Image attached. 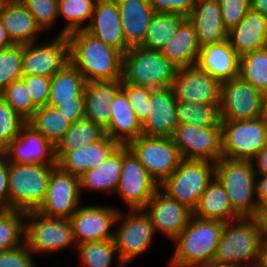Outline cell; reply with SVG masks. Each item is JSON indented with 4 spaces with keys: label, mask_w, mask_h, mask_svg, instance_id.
Segmentation results:
<instances>
[{
    "label": "cell",
    "mask_w": 267,
    "mask_h": 267,
    "mask_svg": "<svg viewBox=\"0 0 267 267\" xmlns=\"http://www.w3.org/2000/svg\"><path fill=\"white\" fill-rule=\"evenodd\" d=\"M261 260L265 263L267 266V245H263L262 248V255H261Z\"/></svg>",
    "instance_id": "cell-61"
},
{
    "label": "cell",
    "mask_w": 267,
    "mask_h": 267,
    "mask_svg": "<svg viewBox=\"0 0 267 267\" xmlns=\"http://www.w3.org/2000/svg\"><path fill=\"white\" fill-rule=\"evenodd\" d=\"M177 69L161 51L133 46L123 54L121 83L152 89L171 87Z\"/></svg>",
    "instance_id": "cell-4"
},
{
    "label": "cell",
    "mask_w": 267,
    "mask_h": 267,
    "mask_svg": "<svg viewBox=\"0 0 267 267\" xmlns=\"http://www.w3.org/2000/svg\"><path fill=\"white\" fill-rule=\"evenodd\" d=\"M161 190L159 187L155 191L144 210L150 217L155 233L162 232L174 241L189 223L193 211Z\"/></svg>",
    "instance_id": "cell-20"
},
{
    "label": "cell",
    "mask_w": 267,
    "mask_h": 267,
    "mask_svg": "<svg viewBox=\"0 0 267 267\" xmlns=\"http://www.w3.org/2000/svg\"><path fill=\"white\" fill-rule=\"evenodd\" d=\"M27 123L0 97V153L15 139Z\"/></svg>",
    "instance_id": "cell-45"
},
{
    "label": "cell",
    "mask_w": 267,
    "mask_h": 267,
    "mask_svg": "<svg viewBox=\"0 0 267 267\" xmlns=\"http://www.w3.org/2000/svg\"><path fill=\"white\" fill-rule=\"evenodd\" d=\"M171 139L184 160H207L216 163L222 158V126L198 127L178 124Z\"/></svg>",
    "instance_id": "cell-13"
},
{
    "label": "cell",
    "mask_w": 267,
    "mask_h": 267,
    "mask_svg": "<svg viewBox=\"0 0 267 267\" xmlns=\"http://www.w3.org/2000/svg\"><path fill=\"white\" fill-rule=\"evenodd\" d=\"M104 135L105 131L100 125L84 117L70 125L67 133L55 146V153L72 152L100 140Z\"/></svg>",
    "instance_id": "cell-35"
},
{
    "label": "cell",
    "mask_w": 267,
    "mask_h": 267,
    "mask_svg": "<svg viewBox=\"0 0 267 267\" xmlns=\"http://www.w3.org/2000/svg\"><path fill=\"white\" fill-rule=\"evenodd\" d=\"M239 77L260 92L267 90V47L240 56Z\"/></svg>",
    "instance_id": "cell-38"
},
{
    "label": "cell",
    "mask_w": 267,
    "mask_h": 267,
    "mask_svg": "<svg viewBox=\"0 0 267 267\" xmlns=\"http://www.w3.org/2000/svg\"><path fill=\"white\" fill-rule=\"evenodd\" d=\"M222 157L251 161L267 144V122L258 117L242 121H221Z\"/></svg>",
    "instance_id": "cell-9"
},
{
    "label": "cell",
    "mask_w": 267,
    "mask_h": 267,
    "mask_svg": "<svg viewBox=\"0 0 267 267\" xmlns=\"http://www.w3.org/2000/svg\"><path fill=\"white\" fill-rule=\"evenodd\" d=\"M249 267H267V266L265 265V263L262 260H260V261L255 262L254 264H252Z\"/></svg>",
    "instance_id": "cell-62"
},
{
    "label": "cell",
    "mask_w": 267,
    "mask_h": 267,
    "mask_svg": "<svg viewBox=\"0 0 267 267\" xmlns=\"http://www.w3.org/2000/svg\"><path fill=\"white\" fill-rule=\"evenodd\" d=\"M70 62L86 82L122 80L123 53L85 29L67 34Z\"/></svg>",
    "instance_id": "cell-1"
},
{
    "label": "cell",
    "mask_w": 267,
    "mask_h": 267,
    "mask_svg": "<svg viewBox=\"0 0 267 267\" xmlns=\"http://www.w3.org/2000/svg\"><path fill=\"white\" fill-rule=\"evenodd\" d=\"M121 89V80L86 82L84 88L85 118L105 129L110 121V105Z\"/></svg>",
    "instance_id": "cell-30"
},
{
    "label": "cell",
    "mask_w": 267,
    "mask_h": 267,
    "mask_svg": "<svg viewBox=\"0 0 267 267\" xmlns=\"http://www.w3.org/2000/svg\"><path fill=\"white\" fill-rule=\"evenodd\" d=\"M251 9L267 18V0H250Z\"/></svg>",
    "instance_id": "cell-57"
},
{
    "label": "cell",
    "mask_w": 267,
    "mask_h": 267,
    "mask_svg": "<svg viewBox=\"0 0 267 267\" xmlns=\"http://www.w3.org/2000/svg\"><path fill=\"white\" fill-rule=\"evenodd\" d=\"M0 97L22 118L28 121L38 109L33 103L24 80L17 79L7 86Z\"/></svg>",
    "instance_id": "cell-43"
},
{
    "label": "cell",
    "mask_w": 267,
    "mask_h": 267,
    "mask_svg": "<svg viewBox=\"0 0 267 267\" xmlns=\"http://www.w3.org/2000/svg\"><path fill=\"white\" fill-rule=\"evenodd\" d=\"M56 166L8 162V209L37 210L45 199Z\"/></svg>",
    "instance_id": "cell-5"
},
{
    "label": "cell",
    "mask_w": 267,
    "mask_h": 267,
    "mask_svg": "<svg viewBox=\"0 0 267 267\" xmlns=\"http://www.w3.org/2000/svg\"><path fill=\"white\" fill-rule=\"evenodd\" d=\"M225 222L192 215L178 234L170 265L210 264L214 261Z\"/></svg>",
    "instance_id": "cell-3"
},
{
    "label": "cell",
    "mask_w": 267,
    "mask_h": 267,
    "mask_svg": "<svg viewBox=\"0 0 267 267\" xmlns=\"http://www.w3.org/2000/svg\"><path fill=\"white\" fill-rule=\"evenodd\" d=\"M82 266L110 267L118 256L114 239L84 242L76 246ZM116 253V255H115Z\"/></svg>",
    "instance_id": "cell-42"
},
{
    "label": "cell",
    "mask_w": 267,
    "mask_h": 267,
    "mask_svg": "<svg viewBox=\"0 0 267 267\" xmlns=\"http://www.w3.org/2000/svg\"><path fill=\"white\" fill-rule=\"evenodd\" d=\"M12 45V42L10 41L6 29L3 25L2 19L0 17V50H3L4 48H7Z\"/></svg>",
    "instance_id": "cell-58"
},
{
    "label": "cell",
    "mask_w": 267,
    "mask_h": 267,
    "mask_svg": "<svg viewBox=\"0 0 267 267\" xmlns=\"http://www.w3.org/2000/svg\"><path fill=\"white\" fill-rule=\"evenodd\" d=\"M255 218L258 221L261 242L267 245V205L259 208Z\"/></svg>",
    "instance_id": "cell-56"
},
{
    "label": "cell",
    "mask_w": 267,
    "mask_h": 267,
    "mask_svg": "<svg viewBox=\"0 0 267 267\" xmlns=\"http://www.w3.org/2000/svg\"><path fill=\"white\" fill-rule=\"evenodd\" d=\"M185 17L170 13H157L152 17L146 37L140 45L147 49L161 51L175 36L179 24Z\"/></svg>",
    "instance_id": "cell-36"
},
{
    "label": "cell",
    "mask_w": 267,
    "mask_h": 267,
    "mask_svg": "<svg viewBox=\"0 0 267 267\" xmlns=\"http://www.w3.org/2000/svg\"><path fill=\"white\" fill-rule=\"evenodd\" d=\"M122 167V145H119L108 158L98 165L84 172L80 177V190L116 191Z\"/></svg>",
    "instance_id": "cell-32"
},
{
    "label": "cell",
    "mask_w": 267,
    "mask_h": 267,
    "mask_svg": "<svg viewBox=\"0 0 267 267\" xmlns=\"http://www.w3.org/2000/svg\"><path fill=\"white\" fill-rule=\"evenodd\" d=\"M26 212L0 210V252L24 243Z\"/></svg>",
    "instance_id": "cell-40"
},
{
    "label": "cell",
    "mask_w": 267,
    "mask_h": 267,
    "mask_svg": "<svg viewBox=\"0 0 267 267\" xmlns=\"http://www.w3.org/2000/svg\"><path fill=\"white\" fill-rule=\"evenodd\" d=\"M37 41L23 45V75H39L51 78L70 63V46L67 35H57L49 42Z\"/></svg>",
    "instance_id": "cell-15"
},
{
    "label": "cell",
    "mask_w": 267,
    "mask_h": 267,
    "mask_svg": "<svg viewBox=\"0 0 267 267\" xmlns=\"http://www.w3.org/2000/svg\"><path fill=\"white\" fill-rule=\"evenodd\" d=\"M8 0H0V14H1V12H2V10H3V7H4V5H5V3L7 2Z\"/></svg>",
    "instance_id": "cell-63"
},
{
    "label": "cell",
    "mask_w": 267,
    "mask_h": 267,
    "mask_svg": "<svg viewBox=\"0 0 267 267\" xmlns=\"http://www.w3.org/2000/svg\"><path fill=\"white\" fill-rule=\"evenodd\" d=\"M55 108L72 124L85 117L84 96L75 97V101L60 102Z\"/></svg>",
    "instance_id": "cell-52"
},
{
    "label": "cell",
    "mask_w": 267,
    "mask_h": 267,
    "mask_svg": "<svg viewBox=\"0 0 267 267\" xmlns=\"http://www.w3.org/2000/svg\"><path fill=\"white\" fill-rule=\"evenodd\" d=\"M79 176L56 166L49 179L45 199L36 210L42 215L70 219L81 204Z\"/></svg>",
    "instance_id": "cell-14"
},
{
    "label": "cell",
    "mask_w": 267,
    "mask_h": 267,
    "mask_svg": "<svg viewBox=\"0 0 267 267\" xmlns=\"http://www.w3.org/2000/svg\"><path fill=\"white\" fill-rule=\"evenodd\" d=\"M97 0H58V15L67 20L58 35L84 29V22L91 20ZM83 25V26H82Z\"/></svg>",
    "instance_id": "cell-41"
},
{
    "label": "cell",
    "mask_w": 267,
    "mask_h": 267,
    "mask_svg": "<svg viewBox=\"0 0 267 267\" xmlns=\"http://www.w3.org/2000/svg\"><path fill=\"white\" fill-rule=\"evenodd\" d=\"M193 215L201 219L228 222L240 218L233 210L228 195L214 177L199 199Z\"/></svg>",
    "instance_id": "cell-33"
},
{
    "label": "cell",
    "mask_w": 267,
    "mask_h": 267,
    "mask_svg": "<svg viewBox=\"0 0 267 267\" xmlns=\"http://www.w3.org/2000/svg\"><path fill=\"white\" fill-rule=\"evenodd\" d=\"M22 79L26 84L33 103L38 108L47 106L49 101L51 78L39 75H23Z\"/></svg>",
    "instance_id": "cell-49"
},
{
    "label": "cell",
    "mask_w": 267,
    "mask_h": 267,
    "mask_svg": "<svg viewBox=\"0 0 267 267\" xmlns=\"http://www.w3.org/2000/svg\"><path fill=\"white\" fill-rule=\"evenodd\" d=\"M256 177L251 161L222 157L215 163V178L223 186L233 210L240 217H255L259 210L258 200L255 199Z\"/></svg>",
    "instance_id": "cell-6"
},
{
    "label": "cell",
    "mask_w": 267,
    "mask_h": 267,
    "mask_svg": "<svg viewBox=\"0 0 267 267\" xmlns=\"http://www.w3.org/2000/svg\"><path fill=\"white\" fill-rule=\"evenodd\" d=\"M260 118L267 122V90L262 92Z\"/></svg>",
    "instance_id": "cell-59"
},
{
    "label": "cell",
    "mask_w": 267,
    "mask_h": 267,
    "mask_svg": "<svg viewBox=\"0 0 267 267\" xmlns=\"http://www.w3.org/2000/svg\"><path fill=\"white\" fill-rule=\"evenodd\" d=\"M0 17L12 44L26 45L36 42L38 33L43 32L20 0H8Z\"/></svg>",
    "instance_id": "cell-27"
},
{
    "label": "cell",
    "mask_w": 267,
    "mask_h": 267,
    "mask_svg": "<svg viewBox=\"0 0 267 267\" xmlns=\"http://www.w3.org/2000/svg\"><path fill=\"white\" fill-rule=\"evenodd\" d=\"M262 248L257 219L240 217L225 223L213 264L220 267H249L261 260Z\"/></svg>",
    "instance_id": "cell-2"
},
{
    "label": "cell",
    "mask_w": 267,
    "mask_h": 267,
    "mask_svg": "<svg viewBox=\"0 0 267 267\" xmlns=\"http://www.w3.org/2000/svg\"><path fill=\"white\" fill-rule=\"evenodd\" d=\"M119 209L111 206H80L71 216L76 245L84 242L114 239L112 227Z\"/></svg>",
    "instance_id": "cell-18"
},
{
    "label": "cell",
    "mask_w": 267,
    "mask_h": 267,
    "mask_svg": "<svg viewBox=\"0 0 267 267\" xmlns=\"http://www.w3.org/2000/svg\"><path fill=\"white\" fill-rule=\"evenodd\" d=\"M86 81L81 72L70 62L51 77L47 106L55 108L60 102L75 101L84 96Z\"/></svg>",
    "instance_id": "cell-34"
},
{
    "label": "cell",
    "mask_w": 267,
    "mask_h": 267,
    "mask_svg": "<svg viewBox=\"0 0 267 267\" xmlns=\"http://www.w3.org/2000/svg\"><path fill=\"white\" fill-rule=\"evenodd\" d=\"M123 214L118 211L115 224L120 222V226L114 231L120 267L127 266V263L147 250L155 233L150 217L144 209H134Z\"/></svg>",
    "instance_id": "cell-10"
},
{
    "label": "cell",
    "mask_w": 267,
    "mask_h": 267,
    "mask_svg": "<svg viewBox=\"0 0 267 267\" xmlns=\"http://www.w3.org/2000/svg\"><path fill=\"white\" fill-rule=\"evenodd\" d=\"M126 43L140 46L155 14L149 0H117Z\"/></svg>",
    "instance_id": "cell-29"
},
{
    "label": "cell",
    "mask_w": 267,
    "mask_h": 267,
    "mask_svg": "<svg viewBox=\"0 0 267 267\" xmlns=\"http://www.w3.org/2000/svg\"><path fill=\"white\" fill-rule=\"evenodd\" d=\"M157 13L177 14L187 18L194 7L193 0H149Z\"/></svg>",
    "instance_id": "cell-51"
},
{
    "label": "cell",
    "mask_w": 267,
    "mask_h": 267,
    "mask_svg": "<svg viewBox=\"0 0 267 267\" xmlns=\"http://www.w3.org/2000/svg\"><path fill=\"white\" fill-rule=\"evenodd\" d=\"M256 176L261 178L256 181V199L258 200L259 208H261L267 205V174Z\"/></svg>",
    "instance_id": "cell-55"
},
{
    "label": "cell",
    "mask_w": 267,
    "mask_h": 267,
    "mask_svg": "<svg viewBox=\"0 0 267 267\" xmlns=\"http://www.w3.org/2000/svg\"><path fill=\"white\" fill-rule=\"evenodd\" d=\"M121 90L125 93L138 121L142 125L147 118L148 104L152 88L129 83H121Z\"/></svg>",
    "instance_id": "cell-47"
},
{
    "label": "cell",
    "mask_w": 267,
    "mask_h": 267,
    "mask_svg": "<svg viewBox=\"0 0 267 267\" xmlns=\"http://www.w3.org/2000/svg\"><path fill=\"white\" fill-rule=\"evenodd\" d=\"M110 110V121L104 131L112 140L120 145H127L142 135V125L121 89L115 94Z\"/></svg>",
    "instance_id": "cell-28"
},
{
    "label": "cell",
    "mask_w": 267,
    "mask_h": 267,
    "mask_svg": "<svg viewBox=\"0 0 267 267\" xmlns=\"http://www.w3.org/2000/svg\"><path fill=\"white\" fill-rule=\"evenodd\" d=\"M239 58L226 39L202 46L196 65L222 83L239 76Z\"/></svg>",
    "instance_id": "cell-24"
},
{
    "label": "cell",
    "mask_w": 267,
    "mask_h": 267,
    "mask_svg": "<svg viewBox=\"0 0 267 267\" xmlns=\"http://www.w3.org/2000/svg\"><path fill=\"white\" fill-rule=\"evenodd\" d=\"M84 29L123 54L130 48L124 38L117 0H97Z\"/></svg>",
    "instance_id": "cell-22"
},
{
    "label": "cell",
    "mask_w": 267,
    "mask_h": 267,
    "mask_svg": "<svg viewBox=\"0 0 267 267\" xmlns=\"http://www.w3.org/2000/svg\"><path fill=\"white\" fill-rule=\"evenodd\" d=\"M27 123L54 146L64 137L71 125L56 108L49 106L39 107Z\"/></svg>",
    "instance_id": "cell-37"
},
{
    "label": "cell",
    "mask_w": 267,
    "mask_h": 267,
    "mask_svg": "<svg viewBox=\"0 0 267 267\" xmlns=\"http://www.w3.org/2000/svg\"><path fill=\"white\" fill-rule=\"evenodd\" d=\"M34 16L40 28L48 30L52 28L58 15V0H20Z\"/></svg>",
    "instance_id": "cell-46"
},
{
    "label": "cell",
    "mask_w": 267,
    "mask_h": 267,
    "mask_svg": "<svg viewBox=\"0 0 267 267\" xmlns=\"http://www.w3.org/2000/svg\"><path fill=\"white\" fill-rule=\"evenodd\" d=\"M262 92L239 76L221 83L220 121H242L260 117Z\"/></svg>",
    "instance_id": "cell-16"
},
{
    "label": "cell",
    "mask_w": 267,
    "mask_h": 267,
    "mask_svg": "<svg viewBox=\"0 0 267 267\" xmlns=\"http://www.w3.org/2000/svg\"><path fill=\"white\" fill-rule=\"evenodd\" d=\"M200 48L195 29L189 19L185 18L161 52L176 67L181 68L196 65Z\"/></svg>",
    "instance_id": "cell-31"
},
{
    "label": "cell",
    "mask_w": 267,
    "mask_h": 267,
    "mask_svg": "<svg viewBox=\"0 0 267 267\" xmlns=\"http://www.w3.org/2000/svg\"><path fill=\"white\" fill-rule=\"evenodd\" d=\"M256 175L267 174V144L251 160Z\"/></svg>",
    "instance_id": "cell-54"
},
{
    "label": "cell",
    "mask_w": 267,
    "mask_h": 267,
    "mask_svg": "<svg viewBox=\"0 0 267 267\" xmlns=\"http://www.w3.org/2000/svg\"><path fill=\"white\" fill-rule=\"evenodd\" d=\"M199 1H203V0H193L194 3L199 2Z\"/></svg>",
    "instance_id": "cell-64"
},
{
    "label": "cell",
    "mask_w": 267,
    "mask_h": 267,
    "mask_svg": "<svg viewBox=\"0 0 267 267\" xmlns=\"http://www.w3.org/2000/svg\"><path fill=\"white\" fill-rule=\"evenodd\" d=\"M0 154L10 163L56 165L55 146L28 123Z\"/></svg>",
    "instance_id": "cell-19"
},
{
    "label": "cell",
    "mask_w": 267,
    "mask_h": 267,
    "mask_svg": "<svg viewBox=\"0 0 267 267\" xmlns=\"http://www.w3.org/2000/svg\"><path fill=\"white\" fill-rule=\"evenodd\" d=\"M171 87L176 100L220 107L221 83L197 65L178 68Z\"/></svg>",
    "instance_id": "cell-17"
},
{
    "label": "cell",
    "mask_w": 267,
    "mask_h": 267,
    "mask_svg": "<svg viewBox=\"0 0 267 267\" xmlns=\"http://www.w3.org/2000/svg\"><path fill=\"white\" fill-rule=\"evenodd\" d=\"M187 18L195 29L201 47L228 39V29L222 20L219 0H203L194 3Z\"/></svg>",
    "instance_id": "cell-25"
},
{
    "label": "cell",
    "mask_w": 267,
    "mask_h": 267,
    "mask_svg": "<svg viewBox=\"0 0 267 267\" xmlns=\"http://www.w3.org/2000/svg\"><path fill=\"white\" fill-rule=\"evenodd\" d=\"M31 250L24 242L20 246L0 252V267H37Z\"/></svg>",
    "instance_id": "cell-50"
},
{
    "label": "cell",
    "mask_w": 267,
    "mask_h": 267,
    "mask_svg": "<svg viewBox=\"0 0 267 267\" xmlns=\"http://www.w3.org/2000/svg\"><path fill=\"white\" fill-rule=\"evenodd\" d=\"M119 145L105 134L100 140L72 152L55 153L56 165L61 170L80 177L104 162Z\"/></svg>",
    "instance_id": "cell-23"
},
{
    "label": "cell",
    "mask_w": 267,
    "mask_h": 267,
    "mask_svg": "<svg viewBox=\"0 0 267 267\" xmlns=\"http://www.w3.org/2000/svg\"><path fill=\"white\" fill-rule=\"evenodd\" d=\"M214 177V162L183 159L159 187L170 197L194 211L202 193Z\"/></svg>",
    "instance_id": "cell-7"
},
{
    "label": "cell",
    "mask_w": 267,
    "mask_h": 267,
    "mask_svg": "<svg viewBox=\"0 0 267 267\" xmlns=\"http://www.w3.org/2000/svg\"><path fill=\"white\" fill-rule=\"evenodd\" d=\"M178 124L198 127L221 126L219 108L216 105L188 103L176 100Z\"/></svg>",
    "instance_id": "cell-39"
},
{
    "label": "cell",
    "mask_w": 267,
    "mask_h": 267,
    "mask_svg": "<svg viewBox=\"0 0 267 267\" xmlns=\"http://www.w3.org/2000/svg\"><path fill=\"white\" fill-rule=\"evenodd\" d=\"M22 57V44H12L0 50V92L13 81L22 78Z\"/></svg>",
    "instance_id": "cell-44"
},
{
    "label": "cell",
    "mask_w": 267,
    "mask_h": 267,
    "mask_svg": "<svg viewBox=\"0 0 267 267\" xmlns=\"http://www.w3.org/2000/svg\"><path fill=\"white\" fill-rule=\"evenodd\" d=\"M24 242L32 253L46 255L77 246L70 219L48 217L36 210L26 212Z\"/></svg>",
    "instance_id": "cell-8"
},
{
    "label": "cell",
    "mask_w": 267,
    "mask_h": 267,
    "mask_svg": "<svg viewBox=\"0 0 267 267\" xmlns=\"http://www.w3.org/2000/svg\"><path fill=\"white\" fill-rule=\"evenodd\" d=\"M116 193L130 208L144 209L159 188V184L147 173L134 153L122 145V167Z\"/></svg>",
    "instance_id": "cell-12"
},
{
    "label": "cell",
    "mask_w": 267,
    "mask_h": 267,
    "mask_svg": "<svg viewBox=\"0 0 267 267\" xmlns=\"http://www.w3.org/2000/svg\"><path fill=\"white\" fill-rule=\"evenodd\" d=\"M176 113V98L172 87L152 89L147 118L142 124V135L171 137L178 125Z\"/></svg>",
    "instance_id": "cell-21"
},
{
    "label": "cell",
    "mask_w": 267,
    "mask_h": 267,
    "mask_svg": "<svg viewBox=\"0 0 267 267\" xmlns=\"http://www.w3.org/2000/svg\"><path fill=\"white\" fill-rule=\"evenodd\" d=\"M8 209V161L0 154V210Z\"/></svg>",
    "instance_id": "cell-53"
},
{
    "label": "cell",
    "mask_w": 267,
    "mask_h": 267,
    "mask_svg": "<svg viewBox=\"0 0 267 267\" xmlns=\"http://www.w3.org/2000/svg\"><path fill=\"white\" fill-rule=\"evenodd\" d=\"M127 147L159 185L177 169L183 160L171 137L141 135L131 140Z\"/></svg>",
    "instance_id": "cell-11"
},
{
    "label": "cell",
    "mask_w": 267,
    "mask_h": 267,
    "mask_svg": "<svg viewBox=\"0 0 267 267\" xmlns=\"http://www.w3.org/2000/svg\"><path fill=\"white\" fill-rule=\"evenodd\" d=\"M222 20L228 31L251 9L250 0H219Z\"/></svg>",
    "instance_id": "cell-48"
},
{
    "label": "cell",
    "mask_w": 267,
    "mask_h": 267,
    "mask_svg": "<svg viewBox=\"0 0 267 267\" xmlns=\"http://www.w3.org/2000/svg\"><path fill=\"white\" fill-rule=\"evenodd\" d=\"M228 40L239 56L267 47V18L250 9L245 17L228 31Z\"/></svg>",
    "instance_id": "cell-26"
},
{
    "label": "cell",
    "mask_w": 267,
    "mask_h": 267,
    "mask_svg": "<svg viewBox=\"0 0 267 267\" xmlns=\"http://www.w3.org/2000/svg\"><path fill=\"white\" fill-rule=\"evenodd\" d=\"M171 267H220L219 265L210 264H188V265H170Z\"/></svg>",
    "instance_id": "cell-60"
}]
</instances>
